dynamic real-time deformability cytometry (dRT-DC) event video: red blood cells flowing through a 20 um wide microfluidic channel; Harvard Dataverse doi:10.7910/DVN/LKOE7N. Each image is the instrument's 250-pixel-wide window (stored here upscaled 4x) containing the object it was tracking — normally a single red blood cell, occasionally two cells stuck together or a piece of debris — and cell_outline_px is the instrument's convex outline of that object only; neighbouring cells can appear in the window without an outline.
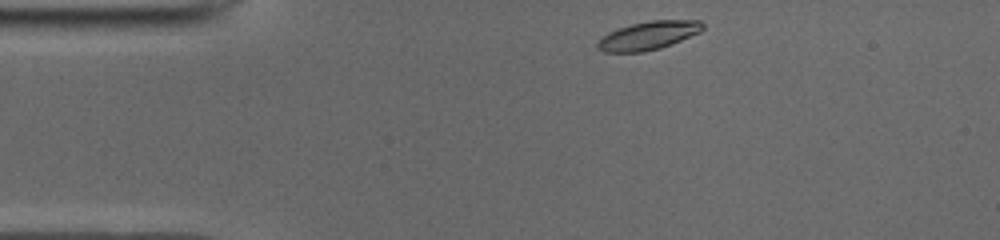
{"species": "common noctule bat (a hibernating species)", "species_latin": "Nyctalus noctula", "temperature_condition": "cold", "stored_images_in_passage": 43, "camera_frame_rate_fps": 3000, "um_per_image_px": 0.085, "animal": {"sex": "male", "body_mass_g": 19.0, "forearm_length_mm": 50.8}, "frame": {"image": 1, "passage_image": 1, "time_ms": 0.0, "image_size_px": [1000, 240], "cell_outline_px": [[704, 28], [700, 32], [672, 44], [660, 48], [644, 52], [604, 52], [596, 48], [596, 44], [608, 32], [632, 24], [648, 20], [700, 20], [704, 24]], "centroid_in_image_um": [55.13, 3.02], "position_along_channel_um": 29.9, "area_um2": 17.4}}
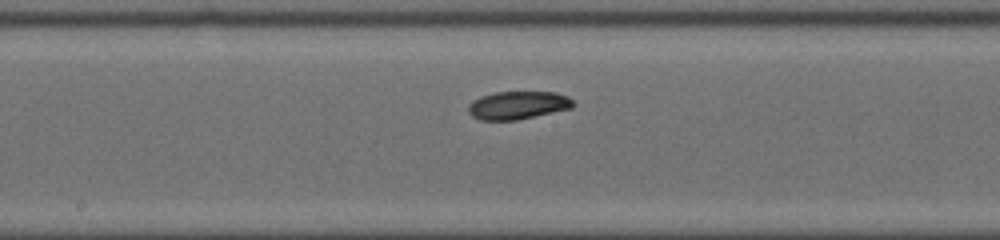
{"frame": {"image": 2, "passage_image": 18, "time_ms": 5.667, "image_size_px": [1000, 240], "cell_outline_px": [[576, 104], [572, 108], [516, 120], [480, 120], [472, 116], [468, 112], [468, 104], [472, 100], [480, 96], [496, 92], [556, 92], [568, 96]], "centroid_in_image_um": [44.01, 8.94], "position_along_channel_um": 204.2, "area_um2": 17.22}}
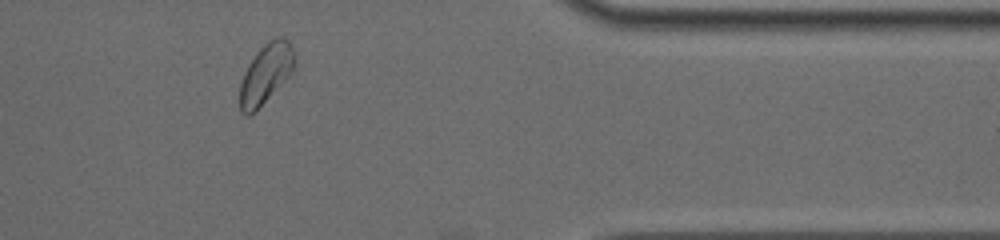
{"frame": {"image": 3, "passage_image": 34, "time_ms": 11.0, "image_size_px": [1000, 240], "cell_outline_px": [[296, 64], [292, 72], [248, 116], [244, 116], [240, 112], [240, 84], [244, 72], [248, 64], [256, 52], [268, 40], [276, 36], [280, 36], [288, 40], [292, 48]], "centroid_in_image_um": [22.58, 6.2], "position_along_channel_um": 388.8, "area_um2": 18.61}, "authors_computed_cell_mechanics": {"area_um2": 17.3978, "velocity_mm_per_s": 3.8951, "shape_relaxation_time_tau1_ms": 4.6891, "shape_relaxation_time_tau2_ms": 4.2701, "deformation_change_tau1": 0.1255, "deformation_change_tau2": 0.0742}}